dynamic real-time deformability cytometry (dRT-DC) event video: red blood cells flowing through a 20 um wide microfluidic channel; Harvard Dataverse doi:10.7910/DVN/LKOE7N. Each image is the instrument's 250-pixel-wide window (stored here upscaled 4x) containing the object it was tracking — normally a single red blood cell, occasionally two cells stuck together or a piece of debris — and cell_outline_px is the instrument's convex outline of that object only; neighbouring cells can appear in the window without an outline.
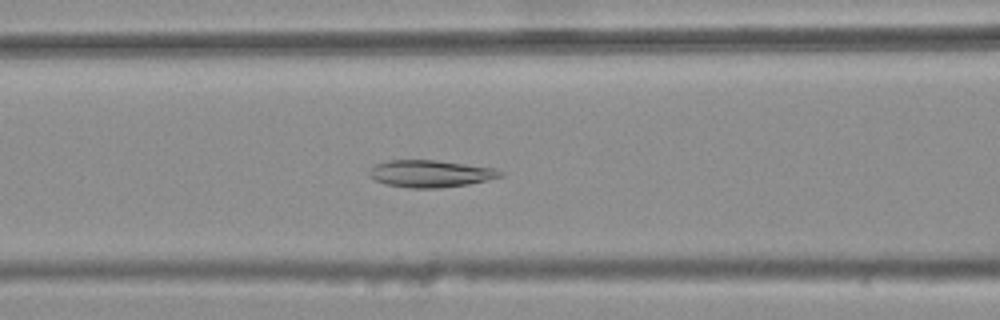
{"species": "common noctule bat (a hibernating species)", "species_latin": "Nyctalus noctula", "temperature_condition": "warm", "stored_images_in_passage": 43, "camera_frame_rate_fps": 3000, "um_per_image_px": 0.085, "animal": {"sex": "female", "body_mass_g": 25.1}, "frame": {"image": 1, "passage_image": 18, "time_ms": 5.667, "image_size_px": [1000, 320], "cell_outline_px": [[504, 176], [488, 180], [468, 184], [440, 188], [408, 188], [384, 184], [368, 176], [368, 172], [376, 164], [388, 160], [436, 160], [496, 168], [504, 172]], "centroid_in_image_um": [36.61, 14.76], "position_along_channel_um": 130.0, "area_um2": 20.87}}
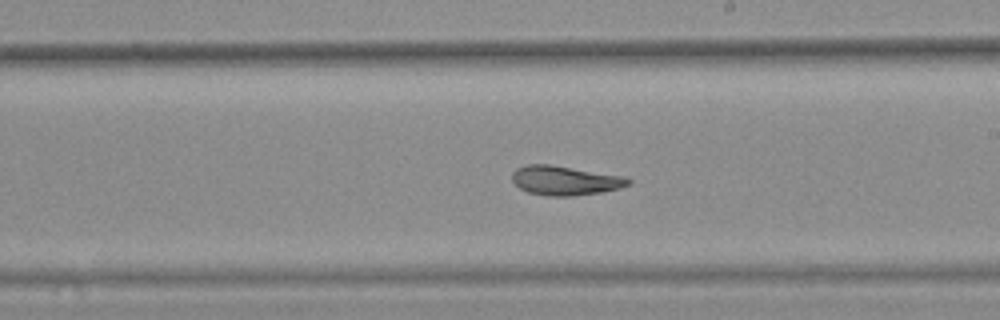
{"frame": {"image": 2, "passage_image": 27, "time_ms": 8.667, "image_size_px": [1000, 320], "cell_outline_px": [[632, 184], [620, 188], [600, 192], [572, 196], [548, 196], [528, 192], [520, 188], [512, 180], [512, 172], [516, 168], [528, 164], [552, 164], [624, 176], [632, 180]], "centroid_in_image_um": [48.04, 15.33], "position_along_channel_um": 241.0, "area_um2": 20.0}}
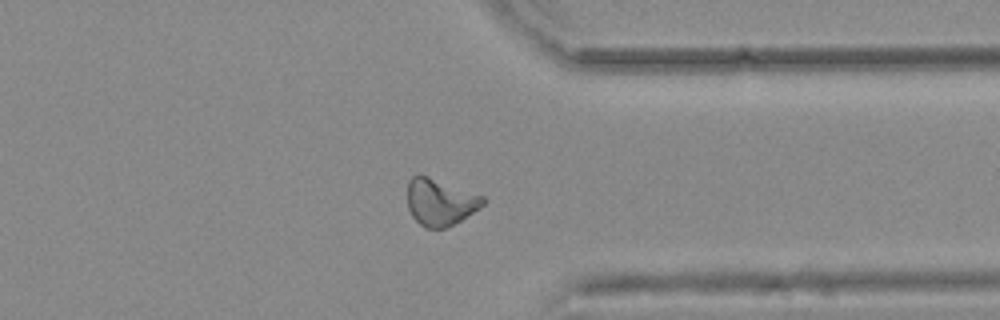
{"frame": {"image": 3, "passage_image": 38, "time_ms": 12.333, "image_size_px": [1000, 320], "cell_outline_px": [[488, 200], [480, 208], [460, 220], [444, 228], [424, 228], [412, 216], [408, 208], [408, 180], [412, 176], [428, 176], [484, 196]], "centroid_in_image_um": [37.42, 17.18], "position_along_channel_um": 374.0, "area_um2": 20.46}, "authors_computed_cell_mechanics": {"area_um2": 20.23, "velocity_mm_per_s": 3.7104, "shape_relaxation_time_tau1_ms": null, "shape_relaxation_time_tau2_ms": 2.8309, "deformation_change_tau1": null, "deformation_change_tau2": 0.0885}}